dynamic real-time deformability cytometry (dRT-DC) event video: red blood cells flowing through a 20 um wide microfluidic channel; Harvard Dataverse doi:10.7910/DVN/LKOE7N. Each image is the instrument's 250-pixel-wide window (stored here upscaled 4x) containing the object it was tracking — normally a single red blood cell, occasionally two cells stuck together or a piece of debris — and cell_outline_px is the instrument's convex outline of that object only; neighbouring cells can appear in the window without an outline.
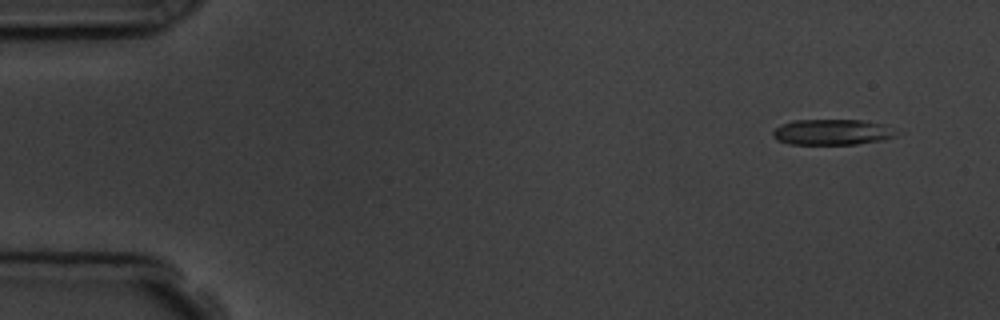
{"species": "common noctule bat (a hibernating species)", "species_latin": "Nyctalus noctula", "temperature_condition": "room temperature", "stored_images_in_passage": 9, "camera_frame_rate_fps": 3000, "um_per_image_px": 0.085, "animal": {"sex": "male", "body_mass_g": 19.5, "forearm_length_mm": 54.6}, "frame": {"image": 1, "passage_image": 2, "time_ms": 1.0, "image_size_px": [1000, 320], "cell_outline_px": [[896, 136], [884, 140], [856, 144], [788, 144], [776, 140], [772, 136], [772, 132], [780, 124], [792, 120], [860, 120], [884, 124]], "centroid_in_image_um": [70.64, 11.23], "position_along_channel_um": 14.4, "area_um2": 18.38}}
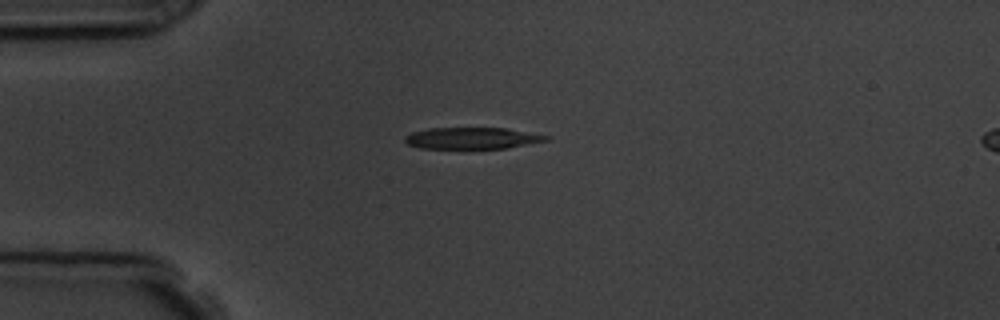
{"frame": {"image": 2, "passage_image": 4, "time_ms": 4.333, "image_size_px": [1000, 320], "cell_outline_px": [[552, 140], [508, 148], [420, 148], [408, 144], [404, 140], [404, 136], [412, 132], [428, 128], [508, 128], [552, 136]], "centroid_in_image_um": [40.21, 11.74], "position_along_channel_um": 44.8, "area_um2": 17.92}}